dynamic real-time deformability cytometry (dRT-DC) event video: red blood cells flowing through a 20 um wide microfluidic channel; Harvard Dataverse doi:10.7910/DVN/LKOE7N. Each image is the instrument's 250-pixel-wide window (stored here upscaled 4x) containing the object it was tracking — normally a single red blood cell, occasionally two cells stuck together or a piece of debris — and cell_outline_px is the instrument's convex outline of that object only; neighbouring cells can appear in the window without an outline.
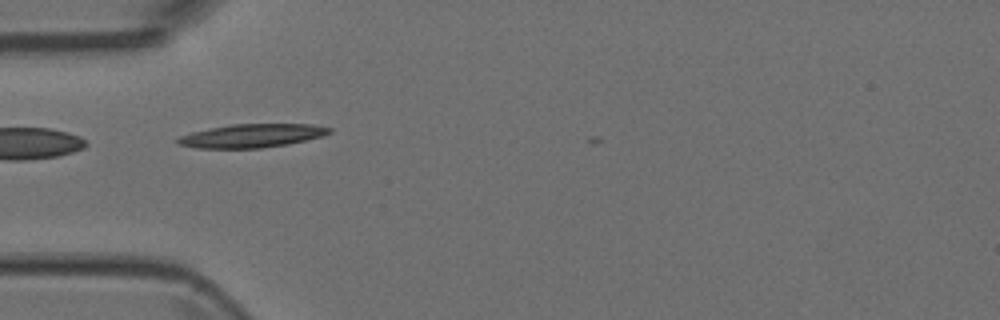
{"species": "Egyptian fruit bat (a non-hibernating species)", "species_latin": "Rousettus aegyptiacus", "temperature_condition": "room temperature", "stored_images_in_passage": 2, "camera_frame_rate_fps": 3000, "um_per_image_px": 0.085, "animal": {"sex": "female"}, "frame": {"image": 1, "passage_image": 1, "time_ms": 0.0, "image_size_px": [1000, 320], "cell_outline_px": [[332, 132], [324, 136], [288, 144], [260, 148], [196, 148], [176, 144], [176, 140], [180, 136], [192, 132], [232, 124], [312, 124], [332, 128]], "centroid_in_image_um": [21.43, 11.54], "position_along_channel_um": 63.6, "area_um2": 20.75}}